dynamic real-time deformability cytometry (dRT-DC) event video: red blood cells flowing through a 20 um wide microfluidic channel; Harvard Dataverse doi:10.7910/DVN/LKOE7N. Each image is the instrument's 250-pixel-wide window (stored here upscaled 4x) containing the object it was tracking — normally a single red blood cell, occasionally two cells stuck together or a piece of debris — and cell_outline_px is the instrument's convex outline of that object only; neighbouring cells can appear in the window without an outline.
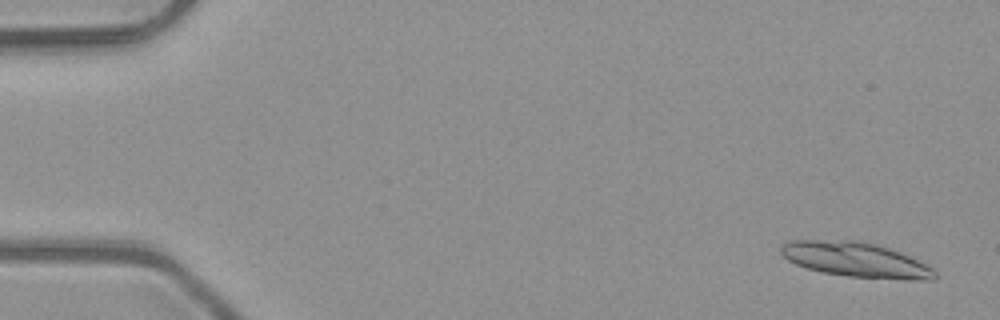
{"species": "common noctule bat (a hibernating species)", "species_latin": "Nyctalus noctula", "temperature_condition": "room temperature", "stored_images_in_passage": 5, "camera_frame_rate_fps": 3000, "um_per_image_px": 0.085, "animal": {"sex": "male", "body_mass_g": 23.1, "forearm_length_mm": 52.7}, "frame": {"image": 1, "passage_image": 1, "time_ms": 0.0, "image_size_px": [1000, 320], "cell_outline_px": [[940, 276], [936, 280], [904, 280], [848, 276], [820, 272], [796, 264], [788, 260], [780, 252], [780, 244], [788, 240], [860, 240], [876, 244], [900, 252], [932, 268]], "centroid_in_image_um": [72.74, 22.08], "position_along_channel_um": 12.3, "area_um2": 31.44}}